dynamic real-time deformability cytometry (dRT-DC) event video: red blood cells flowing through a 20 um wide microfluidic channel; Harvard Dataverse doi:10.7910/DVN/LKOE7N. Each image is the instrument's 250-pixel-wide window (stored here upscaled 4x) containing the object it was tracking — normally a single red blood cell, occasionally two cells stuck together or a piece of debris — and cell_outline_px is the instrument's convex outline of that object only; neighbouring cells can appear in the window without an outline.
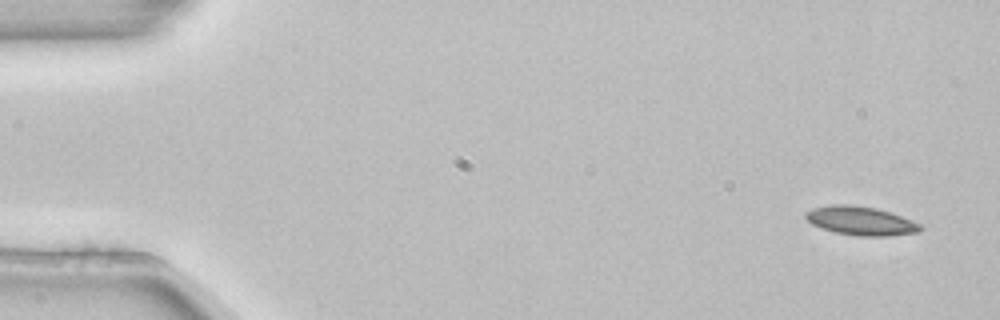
{"species": "common noctule bat (a hibernating species)", "species_latin": "Nyctalus noctula", "temperature_condition": "room temperature", "stored_images_in_passage": 3, "camera_frame_rate_fps": 3000, "um_per_image_px": 0.085, "animal": {"sex": "female", "body_mass_g": 22.7, "forearm_length_mm": 54.2}, "frame": {"image": 1, "passage_image": 1, "time_ms": 0.0, "image_size_px": [1000, 320], "cell_outline_px": [[924, 228], [920, 232], [888, 236], [856, 236], [836, 232], [812, 224], [804, 216], [804, 212], [812, 208], [832, 204], [848, 204], [876, 208], [900, 216], [920, 224]], "centroid_in_image_um": [73.15, 18.77], "position_along_channel_um": 11.8, "area_um2": 19.13}}